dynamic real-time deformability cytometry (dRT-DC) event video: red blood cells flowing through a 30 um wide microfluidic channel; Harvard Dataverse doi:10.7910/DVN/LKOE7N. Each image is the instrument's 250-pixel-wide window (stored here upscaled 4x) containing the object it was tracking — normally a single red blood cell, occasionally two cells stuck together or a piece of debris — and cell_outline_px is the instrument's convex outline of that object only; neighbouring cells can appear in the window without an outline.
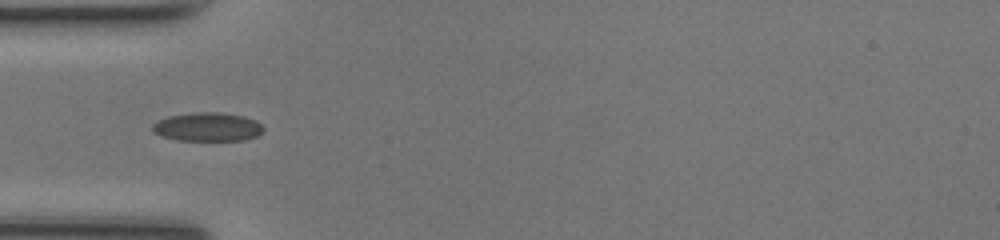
{"species": "common noctule bat (a hibernating species)", "species_latin": "Nyctalus noctula", "temperature_condition": "room temperature", "stored_images_in_passage": 36, "camera_frame_rate_fps": 3000, "um_per_image_px": 0.085, "animal": {"sex": "female", "body_mass_g": 17.0, "forearm_length_mm": 48.0}, "frame": {"image": 1, "passage_image": 3, "time_ms": 0.667, "image_size_px": [1000, 240], "cell_outline_px": [[264, 132], [256, 136], [244, 140], [176, 140], [160, 136], [152, 132], [152, 124], [168, 116], [192, 112], [220, 112], [244, 116], [256, 120], [264, 128]], "centroid_in_image_um": [17.64, 10.78], "position_along_channel_um": 67.4, "area_um2": 18.73}}
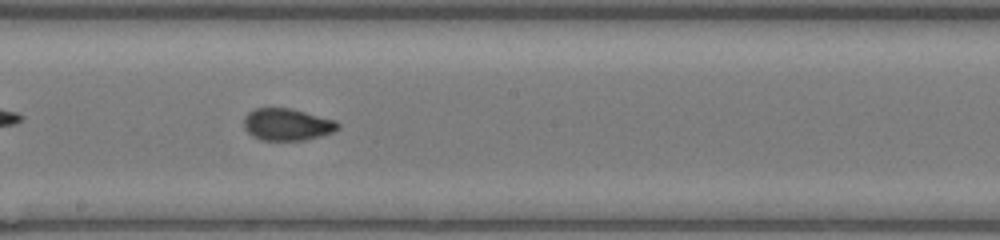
{"frame": {"image": 2, "passage_image": 14, "time_ms": 4.333, "image_size_px": [1000, 240], "cell_outline_px": [[340, 128], [332, 132], [320, 136], [304, 140], [260, 140], [252, 136], [244, 128], [244, 116], [248, 112], [256, 108], [288, 108], [336, 120], [340, 124]], "centroid_in_image_um": [24.39, 10.58], "position_along_channel_um": 223.8, "area_um2": 17.51}}
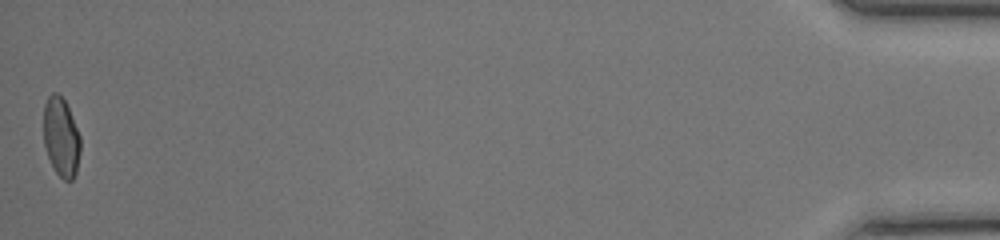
{"frame": {"image": 3, "passage_image": 36, "time_ms": 11.667, "image_size_px": [1000, 240], "cell_outline_px": [[80, 152], [76, 172], [72, 180], [64, 180], [56, 172], [48, 156], [44, 144], [44, 104], [48, 96], [52, 92], [56, 92], [64, 100], [68, 108], [80, 136]], "centroid_in_image_um": [5.19, 11.65], "position_along_channel_um": 430.0, "area_um2": 16.76}, "authors_computed_cell_mechanics": {"area_um2": 17.3111, "velocity_mm_per_s": 4.2553, "shape_relaxation_time_tau1_ms": 9.3304, "shape_relaxation_time_tau2_ms": null, "deformation_change_tau1": 0.2458, "deformation_change_tau2": null}}